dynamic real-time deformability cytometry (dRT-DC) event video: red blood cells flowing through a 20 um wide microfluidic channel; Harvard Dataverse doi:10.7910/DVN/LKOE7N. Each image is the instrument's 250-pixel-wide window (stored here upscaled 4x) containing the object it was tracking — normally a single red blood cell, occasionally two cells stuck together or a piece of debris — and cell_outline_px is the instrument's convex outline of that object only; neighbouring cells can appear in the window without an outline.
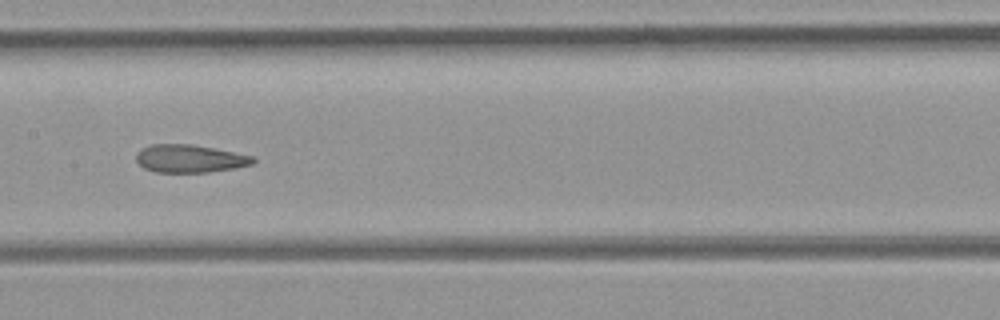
{"species": "common noctule bat (a hibernating species)", "species_latin": "Nyctalus noctula", "temperature_condition": "room temperature", "stored_images_in_passage": 37, "camera_frame_rate_fps": 3000, "um_per_image_px": 0.085, "animal": {"sex": "female", "body_mass_g": 21.9}, "frame": {"image": 1, "passage_image": 11, "time_ms": 3.333, "image_size_px": [1000, 320], "cell_outline_px": [[256, 160], [252, 164], [236, 168], [208, 172], [156, 172], [144, 168], [136, 160], [136, 152], [140, 148], [152, 144], [192, 144], [256, 156]], "centroid_in_image_um": [16.14, 13.47], "position_along_channel_um": 191.3, "area_um2": 19.13}}